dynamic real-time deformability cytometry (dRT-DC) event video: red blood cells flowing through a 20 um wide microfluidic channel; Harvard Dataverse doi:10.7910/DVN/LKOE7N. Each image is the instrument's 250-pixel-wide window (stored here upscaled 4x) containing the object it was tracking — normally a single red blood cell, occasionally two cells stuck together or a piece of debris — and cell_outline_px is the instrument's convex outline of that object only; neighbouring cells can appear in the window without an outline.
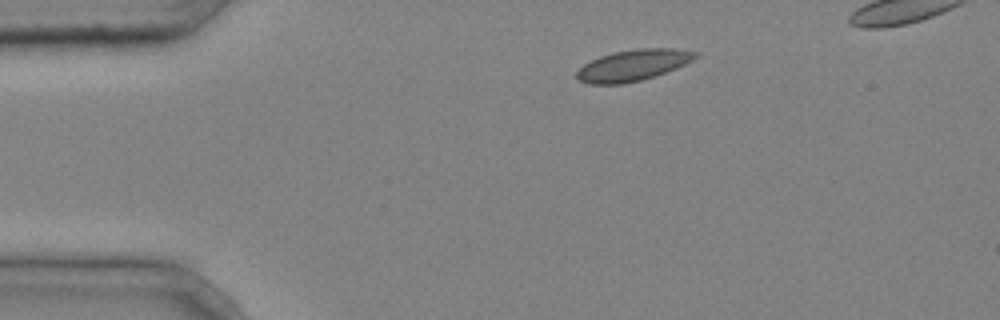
{"species": "common noctule bat (a hibernating species)", "species_latin": "Nyctalus noctula", "temperature_condition": "cold", "stored_images_in_passage": 3, "camera_frame_rate_fps": 3000, "um_per_image_px": 0.085, "animal": {"sex": "male", "body_mass_g": 20.4}, "frame": {"image": 1, "passage_image": 1, "time_ms": 0.0, "image_size_px": [1000, 320], "cell_outline_px": [[700, 56], [676, 68], [640, 80], [620, 84], [588, 84], [576, 80], [576, 72], [584, 64], [600, 56], [612, 52], [636, 48], [680, 48], [700, 52]], "centroid_in_image_um": [53.82, 5.52], "position_along_channel_um": 31.2, "area_um2": 21.68}}